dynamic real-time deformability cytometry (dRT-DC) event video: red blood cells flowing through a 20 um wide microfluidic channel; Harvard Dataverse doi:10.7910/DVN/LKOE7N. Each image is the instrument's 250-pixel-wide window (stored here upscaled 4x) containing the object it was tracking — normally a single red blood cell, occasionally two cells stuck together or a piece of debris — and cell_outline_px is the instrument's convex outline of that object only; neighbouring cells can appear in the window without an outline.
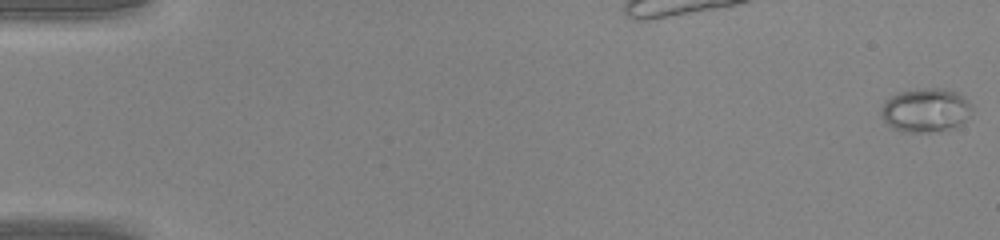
{"species": "common noctule bat (a hibernating species)", "species_latin": "Nyctalus noctula", "temperature_condition": "warm", "stored_images_in_passage": 47, "camera_frame_rate_fps": 3000, "um_per_image_px": 0.085, "animal": {"sex": "male", "body_mass_g": 20.0, "forearm_length_mm": 53.3}, "frame": {"image": 1, "passage_image": 1, "time_ms": 0.0, "image_size_px": [1000, 240], "cell_outline_px": [[972, 116], [956, 128], [940, 132], [904, 132], [892, 128], [880, 116], [880, 112], [884, 104], [892, 96], [900, 92], [928, 88], [940, 88], [956, 92], [964, 96], [972, 104]], "centroid_in_image_um": [78.75, 9.4], "position_along_channel_um": 6.2, "area_um2": 23.52}}
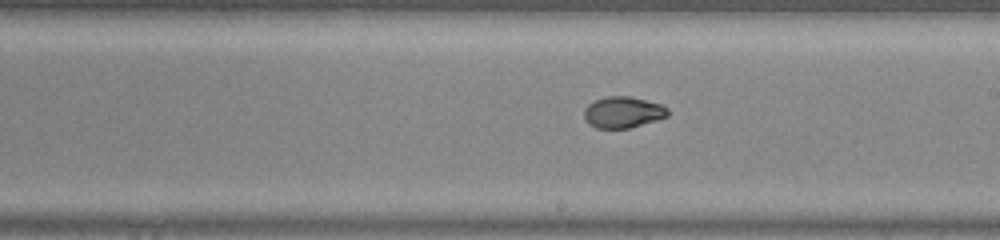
{"frame": {"image": 2, "passage_image": 28, "time_ms": 9.0, "image_size_px": [1000, 240], "cell_outline_px": [[668, 116], [656, 120], [628, 128], [596, 128], [588, 124], [584, 120], [584, 108], [588, 104], [596, 100], [608, 96], [628, 96], [660, 104], [668, 108]], "centroid_in_image_um": [52.91, 9.55], "position_along_channel_um": 236.1, "area_um2": 15.14}}
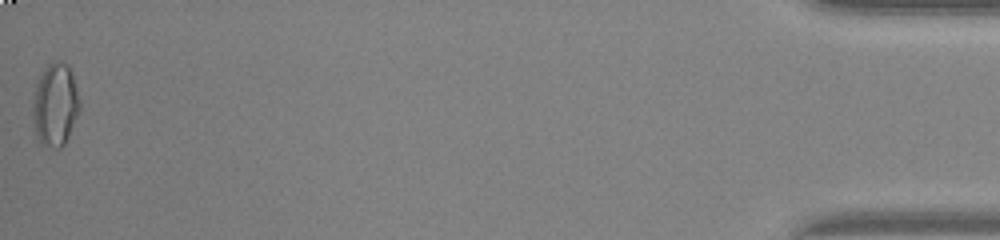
{"frame": {"image": 3, "passage_image": 47, "time_ms": 15.333, "image_size_px": [1000, 240], "cell_outline_px": [[80, 112], [64, 144], [60, 148], [52, 148], [40, 144], [36, 140], [32, 112], [32, 108], [36, 88], [40, 76], [44, 68], [48, 64], [60, 60], [64, 60], [68, 64], [80, 100]], "centroid_in_image_um": [4.69, 8.93], "position_along_channel_um": 430.5, "area_um2": 22.77}}